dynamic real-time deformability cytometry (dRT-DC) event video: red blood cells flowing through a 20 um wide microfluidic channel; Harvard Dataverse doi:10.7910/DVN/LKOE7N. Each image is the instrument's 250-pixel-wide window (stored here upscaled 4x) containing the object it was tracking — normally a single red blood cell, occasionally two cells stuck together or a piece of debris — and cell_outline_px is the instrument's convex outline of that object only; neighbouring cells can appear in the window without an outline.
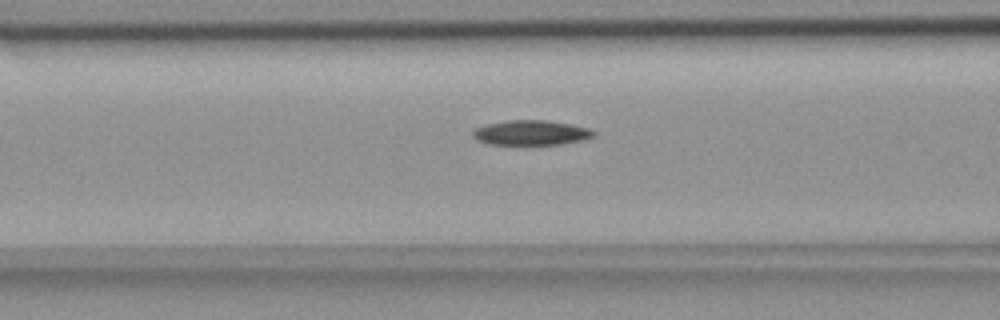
{"species": "common noctule bat (a hibernating species)", "species_latin": "Nyctalus noctula", "temperature_condition": "room temperature", "stored_images_in_passage": 43, "camera_frame_rate_fps": 3000, "um_per_image_px": 0.085, "animal": {"sex": "female", "body_mass_g": 18.4}, "frame": {"image": 1, "passage_image": 10, "time_ms": 3.0, "image_size_px": [1000, 320], "cell_outline_px": [[596, 136], [584, 140], [560, 144], [488, 144], [476, 140], [472, 136], [472, 132], [476, 128], [484, 124], [508, 120], [548, 120], [572, 124], [588, 128], [596, 132]], "centroid_in_image_um": [45.15, 11.27], "position_along_channel_um": 121.5, "area_um2": 17.69}}
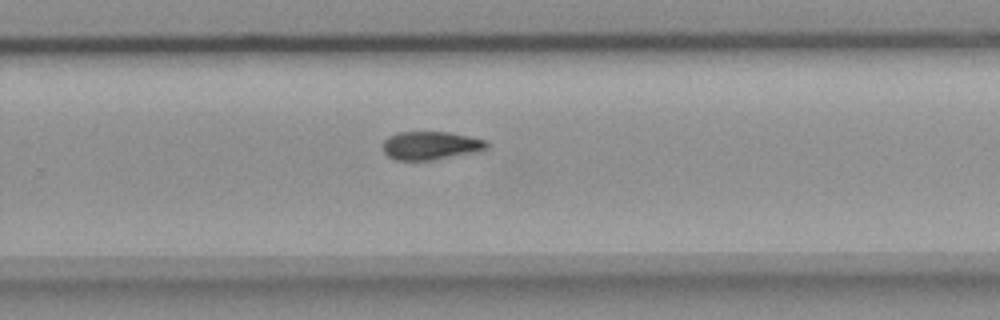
{"frame": {"image": 2, "passage_image": 24, "time_ms": 7.667, "image_size_px": [1000, 320], "cell_outline_px": [[488, 148], [472, 152], [432, 160], [396, 160], [388, 156], [384, 152], [384, 140], [388, 136], [396, 132], [448, 132], [468, 136], [484, 140], [488, 144]], "centroid_in_image_um": [36.56, 12.36], "position_along_channel_um": 293.2, "area_um2": 16.88}}
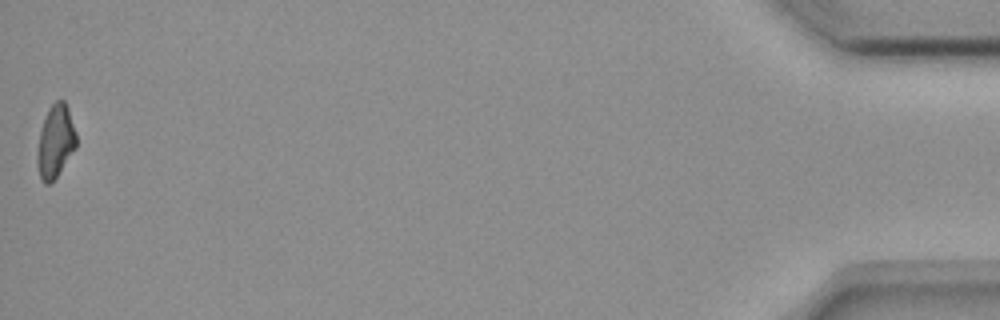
{"frame": {"image": 3, "passage_image": 43, "time_ms": 14.0, "image_size_px": [1000, 320], "cell_outline_px": [[76, 148], [56, 176], [48, 184], [44, 184], [40, 180], [36, 164], [36, 156], [40, 132], [48, 108], [56, 100], [64, 100], [68, 108], [76, 132]], "centroid_in_image_um": [4.7, 12.03], "position_along_channel_um": 430.5, "area_um2": 16.53}, "authors_computed_cell_mechanics": {"area_um2": 17.5712, "velocity_mm_per_s": 3.694, "shape_relaxation_time_tau1_ms": 9.4346, "shape_relaxation_time_tau2_ms": null, "deformation_change_tau1": 0.2047, "deformation_change_tau2": null}}